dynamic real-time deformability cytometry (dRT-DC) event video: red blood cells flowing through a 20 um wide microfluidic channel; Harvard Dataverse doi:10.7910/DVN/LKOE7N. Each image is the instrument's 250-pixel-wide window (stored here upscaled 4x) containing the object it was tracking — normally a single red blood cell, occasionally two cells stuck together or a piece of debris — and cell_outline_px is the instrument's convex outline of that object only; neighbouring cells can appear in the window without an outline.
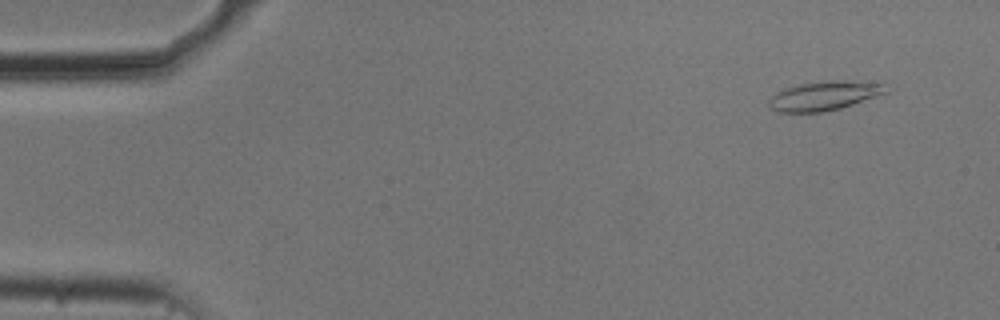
{"species": "common noctule bat (a hibernating species)", "species_latin": "Nyctalus noctula", "temperature_condition": "cold", "stored_images_in_passage": 53, "camera_frame_rate_fps": 3000, "um_per_image_px": 0.085, "animal": {"sex": "male", "body_mass_g": 20.5, "forearm_length_mm": 52.5}, "frame": {"image": 1, "passage_image": 3, "time_ms": 0.667, "image_size_px": [1000, 320], "cell_outline_px": [[888, 92], [840, 108], [820, 112], [776, 112], [768, 108], [768, 100], [776, 92], [784, 88], [800, 84], [828, 80], [844, 80], [884, 84]], "centroid_in_image_um": [69.98, 8.14], "position_along_channel_um": 15.0, "area_um2": 19.77}}
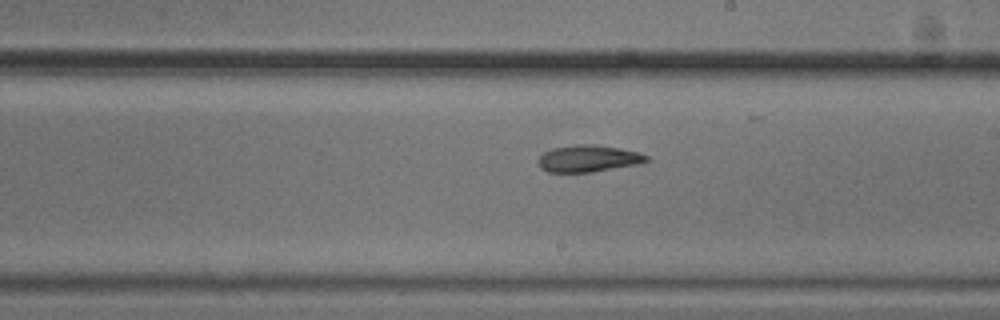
{"frame": {"image": 2, "passage_image": 30, "time_ms": 9.667, "image_size_px": [1000, 320], "cell_outline_px": [[648, 160], [636, 164], [592, 172], [548, 172], [540, 168], [536, 160], [544, 152], [552, 148], [576, 144], [580, 144], [620, 148], [640, 152], [648, 156]], "centroid_in_image_um": [49.95, 13.48], "position_along_channel_um": 239.0, "area_um2": 16.76}}
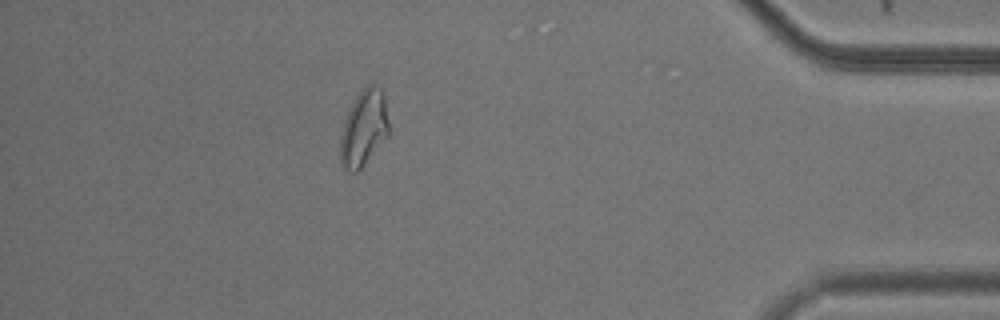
{"frame": {"image": 3, "passage_image": 47, "time_ms": 15.333, "image_size_px": [1000, 320], "cell_outline_px": [[388, 136], [360, 168], [356, 172], [352, 172], [344, 168], [340, 164], [340, 140], [344, 120], [356, 96], [364, 84], [372, 80], [380, 88], [384, 96], [388, 120]], "centroid_in_image_um": [30.92, 10.83], "position_along_channel_um": 404.3, "area_um2": 21.56}, "authors_computed_cell_mechanics": {"area_um2": 18.3226, "velocity_mm_per_s": 3.6917, "shape_relaxation_time_tau1_ms": 6.1915, "shape_relaxation_time_tau2_ms": 9.5154, "deformation_change_tau1": 0.2047, "deformation_change_tau2": 0.1816}}